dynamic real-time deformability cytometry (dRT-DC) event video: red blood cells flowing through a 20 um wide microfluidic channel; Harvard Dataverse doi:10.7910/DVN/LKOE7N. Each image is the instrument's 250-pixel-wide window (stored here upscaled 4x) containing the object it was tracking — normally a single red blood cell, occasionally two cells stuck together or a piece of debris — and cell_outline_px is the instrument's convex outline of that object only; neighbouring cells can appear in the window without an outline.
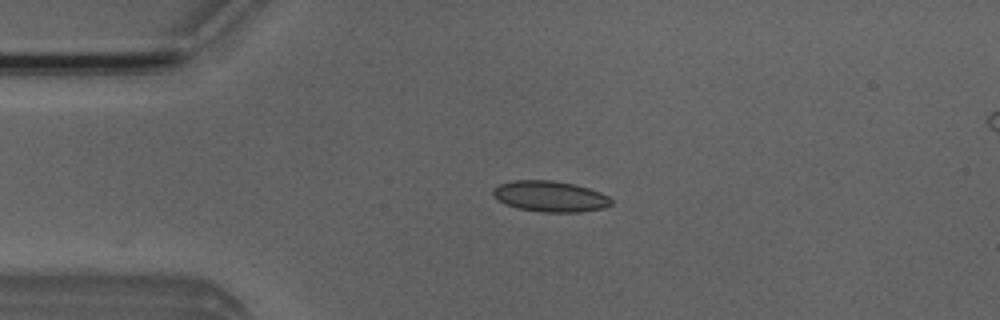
{"species": "Egyptian fruit bat (a non-hibernating species)", "species_latin": "Rousettus aegyptiacus", "temperature_condition": "room temperature", "stored_images_in_passage": 3, "camera_frame_rate_fps": 3000, "um_per_image_px": 0.085, "animal": {"sex": "male"}, "frame": {"image": 1, "passage_image": 3, "time_ms": 2.333, "image_size_px": [1000, 320], "cell_outline_px": [[612, 204], [604, 208], [580, 212], [544, 212], [516, 208], [504, 204], [492, 196], [492, 188], [500, 184], [512, 180], [552, 180], [576, 184], [600, 192], [608, 196], [612, 200]], "centroid_in_image_um": [46.73, 16.69], "position_along_channel_um": 38.3, "area_um2": 21.5}}